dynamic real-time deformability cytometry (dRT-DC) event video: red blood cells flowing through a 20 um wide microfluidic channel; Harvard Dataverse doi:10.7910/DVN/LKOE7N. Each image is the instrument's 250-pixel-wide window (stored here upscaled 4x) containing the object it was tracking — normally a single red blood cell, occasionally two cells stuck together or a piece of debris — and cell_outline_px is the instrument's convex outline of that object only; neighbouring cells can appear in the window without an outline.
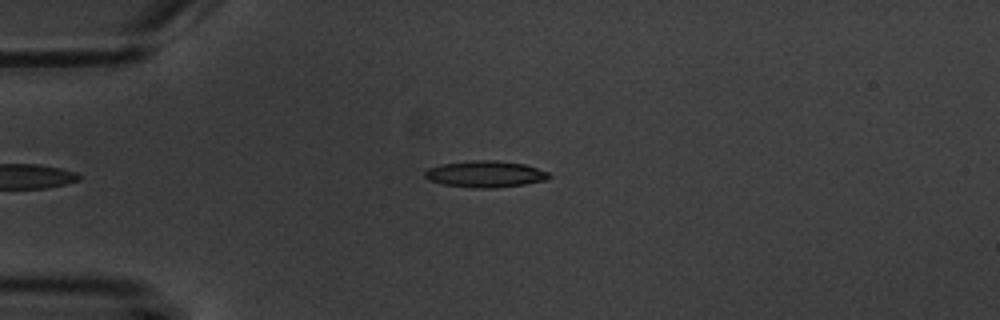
{"species": "common noctule bat (a hibernating species)", "species_latin": "Nyctalus noctula", "temperature_condition": "warm", "stored_images_in_passage": 8, "camera_frame_rate_fps": 3000, "um_per_image_px": 0.085, "animal": {"sex": "male", "body_mass_g": 20.1, "forearm_length_mm": 53.5}, "frame": {"image": 1, "passage_image": 5, "time_ms": 5.667, "image_size_px": [1000, 320], "cell_outline_px": [[552, 176], [548, 180], [524, 184], [496, 188], [472, 188], [444, 184], [428, 180], [424, 176], [424, 172], [428, 168], [440, 164], [472, 160], [496, 160], [524, 164], [548, 172]], "centroid_in_image_um": [41.25, 14.8], "position_along_channel_um": 43.8, "area_um2": 19.31}}
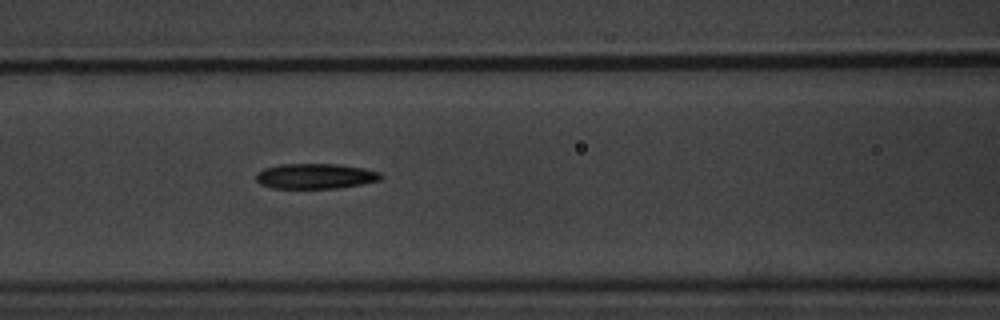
{"frame": {"image": 2, "passage_image": 8, "time_ms": 9.0, "image_size_px": [1000, 320], "cell_outline_px": [[384, 176], [380, 180], [340, 188], [272, 188], [260, 184], [256, 180], [256, 172], [264, 168], [280, 164], [336, 164], [364, 168], [380, 172]], "centroid_in_image_um": [26.8, 14.97], "position_along_channel_um": 139.8, "area_um2": 18.44}}